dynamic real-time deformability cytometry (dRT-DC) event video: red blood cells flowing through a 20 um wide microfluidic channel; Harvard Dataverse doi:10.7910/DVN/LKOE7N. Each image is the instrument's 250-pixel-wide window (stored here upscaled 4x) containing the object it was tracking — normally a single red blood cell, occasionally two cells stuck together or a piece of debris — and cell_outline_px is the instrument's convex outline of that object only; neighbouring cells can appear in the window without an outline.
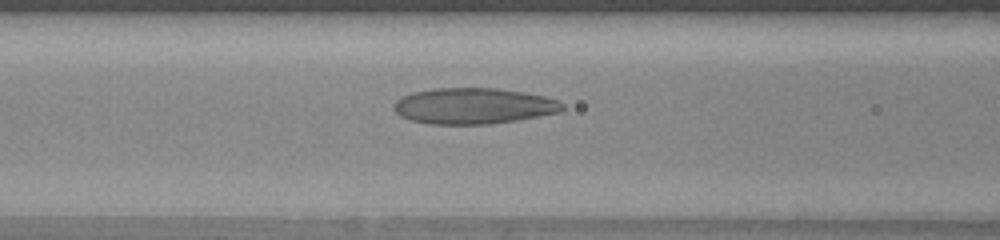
{"species": "human", "species_latin": "Homo sapiens", "temperature_condition": "warm", "stored_images_in_passage": 36, "camera_frame_rate_fps": 3000, "um_per_image_px": 0.085, "donor": {"sex": "female"}, "frame": {"image": 1, "passage_image": 12, "time_ms": 3.667, "image_size_px": [1000, 240], "cell_outline_px": [[564, 108], [560, 112], [516, 120], [488, 124], [428, 124], [408, 120], [400, 116], [396, 112], [396, 100], [412, 92], [436, 88], [500, 88], [524, 92], [544, 96], [560, 100], [564, 104]], "centroid_in_image_um": [40.28, 9.0], "position_along_channel_um": 126.3, "area_um2": 35.37}}
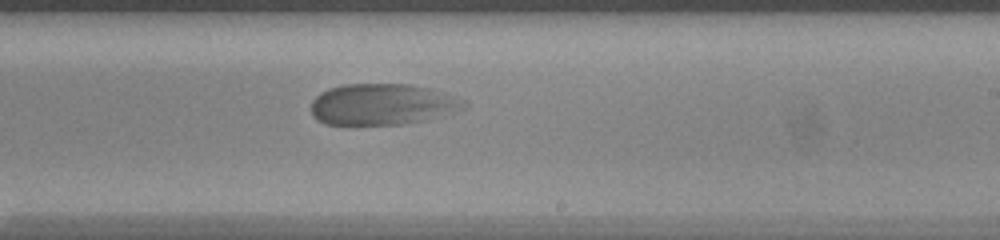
{"frame": {"image": 2, "passage_image": 22, "time_ms": 7.0, "image_size_px": [1000, 240], "cell_outline_px": [[468, 104], [464, 108], [444, 116], [428, 120], [404, 124], [324, 124], [316, 120], [312, 116], [312, 100], [320, 92], [328, 88], [344, 84], [412, 84], [432, 88], [456, 96], [464, 100]], "centroid_in_image_um": [32.53, 8.86], "position_along_channel_um": 256.5, "area_um2": 37.22}}
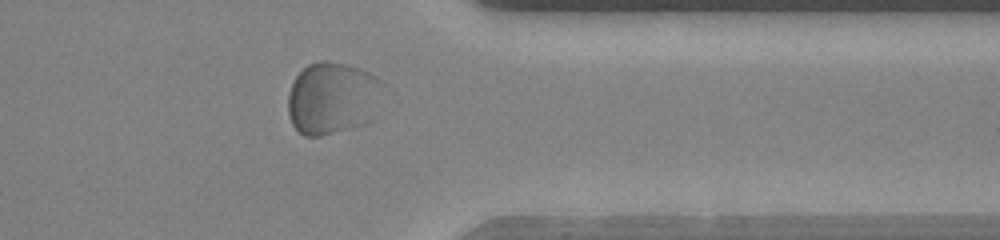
{"frame": {"image": 3, "passage_image": 32, "time_ms": 10.333, "image_size_px": [1000, 240], "cell_outline_px": [[384, 84], [368, 120], [364, 124], [320, 136], [304, 136], [292, 124], [288, 112], [288, 92], [296, 76], [308, 64], [316, 60], [328, 60], [348, 64], [360, 68], [376, 76]], "centroid_in_image_um": [28.2, 8.3], "position_along_channel_um": 383.2, "area_um2": 39.71}}